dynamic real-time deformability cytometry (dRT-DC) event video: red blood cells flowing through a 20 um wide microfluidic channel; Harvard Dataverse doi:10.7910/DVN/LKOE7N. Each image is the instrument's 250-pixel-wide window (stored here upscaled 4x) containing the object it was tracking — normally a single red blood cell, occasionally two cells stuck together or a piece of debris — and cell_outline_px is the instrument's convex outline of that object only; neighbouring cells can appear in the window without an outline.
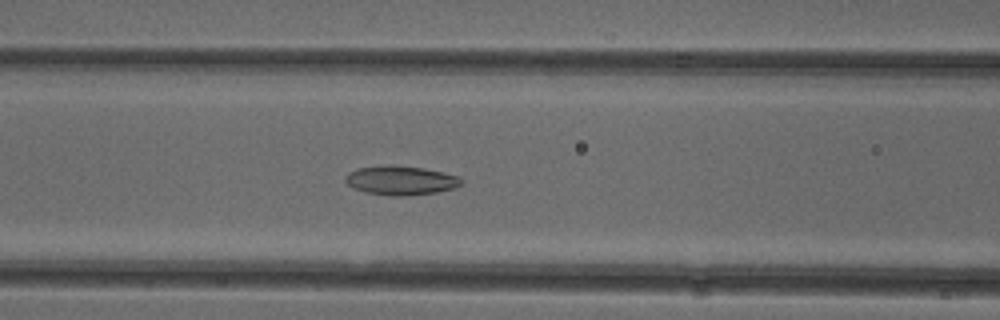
{"species": "common noctule bat (a hibernating species)", "species_latin": "Nyctalus noctula", "temperature_condition": "cold", "stored_images_in_passage": 52, "camera_frame_rate_fps": 3000, "um_per_image_px": 0.085, "animal": {"sex": "female"}, "frame": {"image": 1, "passage_image": 22, "time_ms": 7.0, "image_size_px": [1000, 320], "cell_outline_px": [[464, 184], [456, 188], [436, 192], [404, 196], [392, 196], [364, 192], [352, 188], [344, 180], [344, 176], [348, 172], [356, 168], [388, 164], [424, 168], [444, 172], [460, 176], [464, 180]], "centroid_in_image_um": [34.08, 15.32], "position_along_channel_um": 132.5, "area_um2": 20.17}}
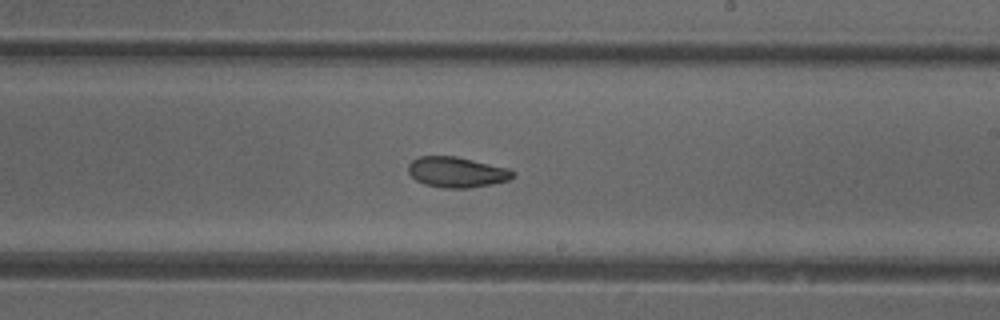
{"frame": {"image": 2, "passage_image": 31, "time_ms": 10.0, "image_size_px": [1000, 320], "cell_outline_px": [[516, 176], [508, 180], [492, 184], [468, 188], [444, 188], [424, 184], [416, 180], [408, 172], [408, 164], [412, 160], [420, 156], [456, 156], [508, 168], [516, 172]], "centroid_in_image_um": [38.83, 14.63], "position_along_channel_um": 250.2, "area_um2": 18.67}}
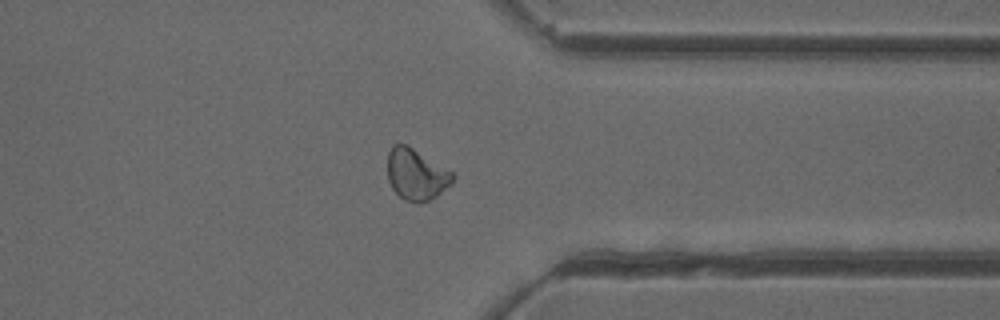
{"frame": {"image": 3, "passage_image": 41, "time_ms": 13.333, "image_size_px": [1000, 320], "cell_outline_px": [[456, 176], [452, 184], [436, 196], [420, 204], [416, 204], [404, 200], [392, 188], [388, 180], [388, 152], [392, 144], [408, 144], [452, 172]], "centroid_in_image_um": [35.38, 14.83], "position_along_channel_um": 376.0, "area_um2": 19.65}, "authors_computed_cell_mechanics": {"area_um2": 20.0277, "velocity_mm_per_s": 3.9326, "shape_relaxation_time_tau1_ms": null, "shape_relaxation_time_tau2_ms": 4.1099, "deformation_change_tau1": null, "deformation_change_tau2": 0.0839}}